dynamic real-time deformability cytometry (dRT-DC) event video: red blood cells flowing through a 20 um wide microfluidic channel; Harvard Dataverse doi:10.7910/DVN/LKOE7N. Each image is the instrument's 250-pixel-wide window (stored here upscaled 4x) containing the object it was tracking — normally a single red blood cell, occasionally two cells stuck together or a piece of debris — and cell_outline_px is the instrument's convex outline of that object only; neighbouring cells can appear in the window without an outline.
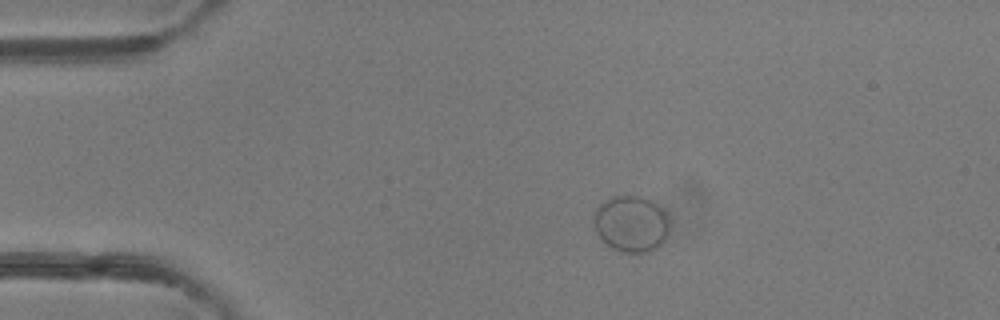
{"species": "common noctule bat (a hibernating species)", "species_latin": "Nyctalus noctula", "temperature_condition": "room temperature", "stored_images_in_passage": 4, "camera_frame_rate_fps": 3000, "um_per_image_px": 0.085, "animal": {"sex": "female"}, "frame": {"image": 1, "passage_image": 3, "time_ms": 2.333, "image_size_px": [1000, 320], "cell_outline_px": [[668, 232], [664, 240], [652, 252], [624, 252], [612, 248], [596, 232], [592, 216], [600, 204], [604, 200], [612, 196], [640, 196], [664, 208], [668, 216]], "centroid_in_image_um": [53.65, 19.01], "position_along_channel_um": 31.3, "area_um2": 24.8}}